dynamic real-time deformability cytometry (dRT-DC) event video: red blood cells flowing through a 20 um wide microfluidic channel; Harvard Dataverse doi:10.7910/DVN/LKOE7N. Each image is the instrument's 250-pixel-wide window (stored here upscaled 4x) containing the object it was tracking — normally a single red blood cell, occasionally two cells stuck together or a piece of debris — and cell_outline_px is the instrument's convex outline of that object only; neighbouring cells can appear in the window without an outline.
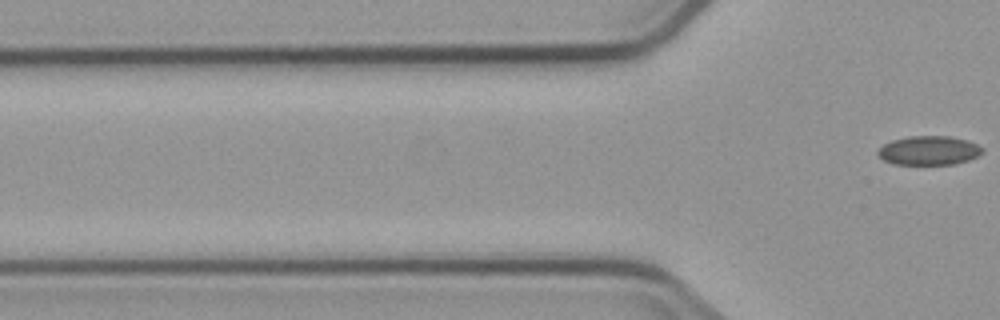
{"species": "common noctule bat (a hibernating species)", "species_latin": "Nyctalus noctula", "temperature_condition": "cold", "stored_images_in_passage": 3, "camera_frame_rate_fps": 3000, "um_per_image_px": 0.085, "animal": {"sex": "male", "body_mass_g": 23.1, "forearm_length_mm": 52.7}, "frame": {"image": 1, "passage_image": 3, "time_ms": 2.333, "image_size_px": [1000, 320], "cell_outline_px": [[984, 152], [968, 160], [956, 164], [892, 164], [884, 160], [876, 152], [884, 144], [892, 140], [908, 136], [948, 136], [968, 140], [984, 148]], "centroid_in_image_um": [78.97, 12.79], "position_along_channel_um": 46.8, "area_um2": 17.69}}